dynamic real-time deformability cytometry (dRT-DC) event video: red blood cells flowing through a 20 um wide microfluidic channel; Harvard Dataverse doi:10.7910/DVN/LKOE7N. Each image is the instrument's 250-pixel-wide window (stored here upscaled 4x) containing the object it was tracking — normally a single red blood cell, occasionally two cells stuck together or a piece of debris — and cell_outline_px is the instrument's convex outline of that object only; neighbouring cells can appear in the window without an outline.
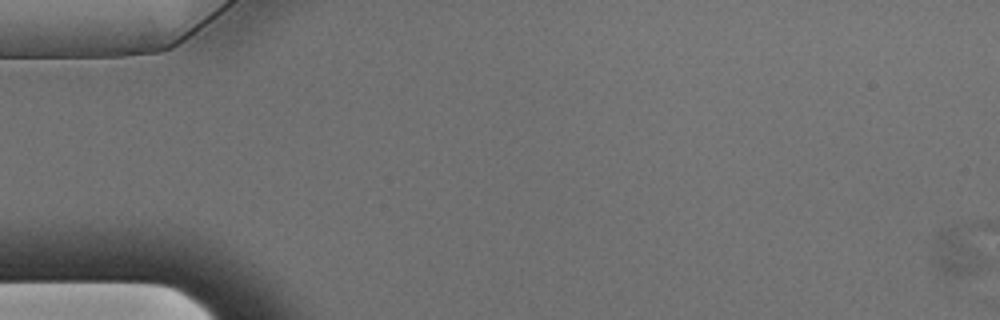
{"species": "Egyptian fruit bat (a non-hibernating species)", "species_latin": "Rousettus aegyptiacus", "temperature_condition": "warm", "stored_images_in_passage": 1, "camera_frame_rate_fps": 3000, "um_per_image_px": 0.085, "animal": {"sex": "male"}, "frame": {"image": 1, "passage_image": 1, "time_ms": 0.0, "image_size_px": [1000, 320], "cell_outline_px": [[984, 264], [972, 276], [956, 276], [940, 272], [936, 268], [932, 260], [936, 236], [940, 228], [956, 224], [984, 260]], "centroid_in_image_um": [81.22, 21.52], "position_along_channel_um": 3.8, "area_um2": 13.47}}